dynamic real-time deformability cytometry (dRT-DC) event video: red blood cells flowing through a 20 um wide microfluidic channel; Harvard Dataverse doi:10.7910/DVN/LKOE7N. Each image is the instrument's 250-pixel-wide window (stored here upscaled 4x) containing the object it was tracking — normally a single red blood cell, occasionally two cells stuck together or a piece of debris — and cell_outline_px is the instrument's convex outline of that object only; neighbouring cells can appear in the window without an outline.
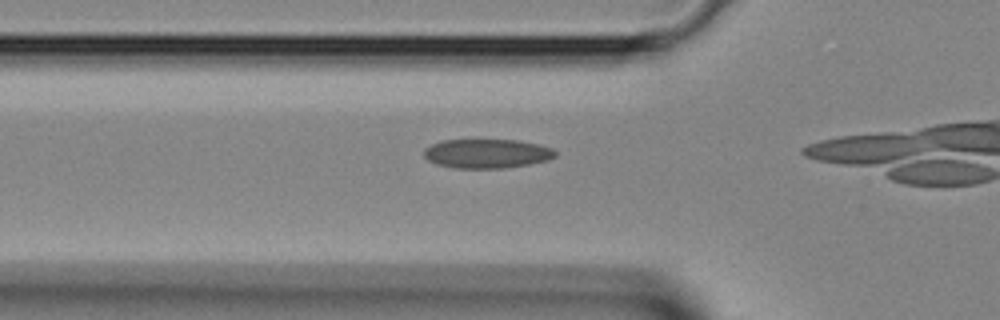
{"species": "Egyptian fruit bat (a non-hibernating species)", "species_latin": "Rousettus aegyptiacus", "temperature_condition": "room temperature", "stored_images_in_passage": 10, "camera_frame_rate_fps": 3000, "um_per_image_px": 0.085, "animal": {"sex": "female"}, "frame": {"image": 1, "passage_image": 7, "time_ms": 2.0, "image_size_px": [1000, 320], "cell_outline_px": [[556, 156], [548, 160], [528, 164], [504, 168], [452, 168], [436, 164], [428, 160], [424, 156], [424, 148], [440, 140], [516, 140], [536, 144], [552, 148], [556, 152]], "centroid_in_image_um": [41.35, 13.05], "position_along_channel_um": 84.5, "area_um2": 22.31}}
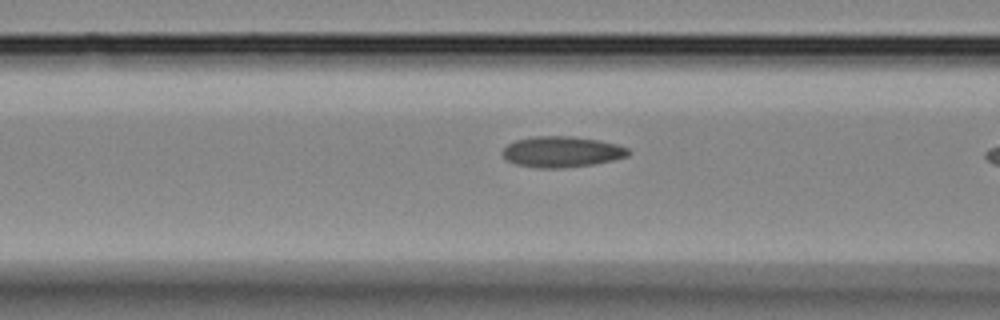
{"frame": {"image": 2, "passage_image": 9, "time_ms": 2.667, "image_size_px": [1000, 320], "cell_outline_px": [[632, 152], [628, 156], [612, 160], [592, 164], [560, 168], [536, 168], [516, 164], [508, 160], [500, 152], [508, 144], [516, 140], [532, 136], [572, 136], [600, 140], [616, 144], [628, 148]], "centroid_in_image_um": [47.75, 12.89], "position_along_channel_um": 118.8, "area_um2": 22.66}}